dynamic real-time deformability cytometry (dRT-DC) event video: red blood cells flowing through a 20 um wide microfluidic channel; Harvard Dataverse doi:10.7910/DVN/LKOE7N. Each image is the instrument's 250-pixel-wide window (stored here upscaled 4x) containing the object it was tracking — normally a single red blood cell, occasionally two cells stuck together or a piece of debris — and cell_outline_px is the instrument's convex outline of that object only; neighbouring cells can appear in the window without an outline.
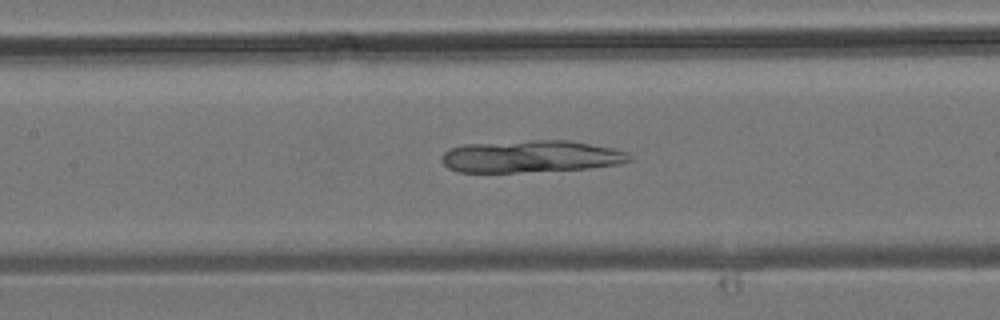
{"species": "common noctule bat (a hibernating species)", "species_latin": "Nyctalus noctula", "temperature_condition": "room temperature", "stored_images_in_passage": 9, "camera_frame_rate_fps": 3000, "um_per_image_px": 0.085, "animal": {"sex": "male", "body_mass_g": 19.2, "forearm_length_mm": 51.8}, "frame": {"image": 1, "passage_image": 7, "time_ms": 2.0, "image_size_px": [1000, 320], "cell_outline_px": [[632, 160], [620, 164], [588, 168], [516, 172], [456, 172], [448, 168], [440, 160], [440, 156], [448, 148], [464, 144], [532, 140], [568, 140], [612, 148], [628, 152], [632, 156]], "centroid_in_image_um": [45.09, 13.29], "position_along_channel_um": 162.3, "area_um2": 35.32}}